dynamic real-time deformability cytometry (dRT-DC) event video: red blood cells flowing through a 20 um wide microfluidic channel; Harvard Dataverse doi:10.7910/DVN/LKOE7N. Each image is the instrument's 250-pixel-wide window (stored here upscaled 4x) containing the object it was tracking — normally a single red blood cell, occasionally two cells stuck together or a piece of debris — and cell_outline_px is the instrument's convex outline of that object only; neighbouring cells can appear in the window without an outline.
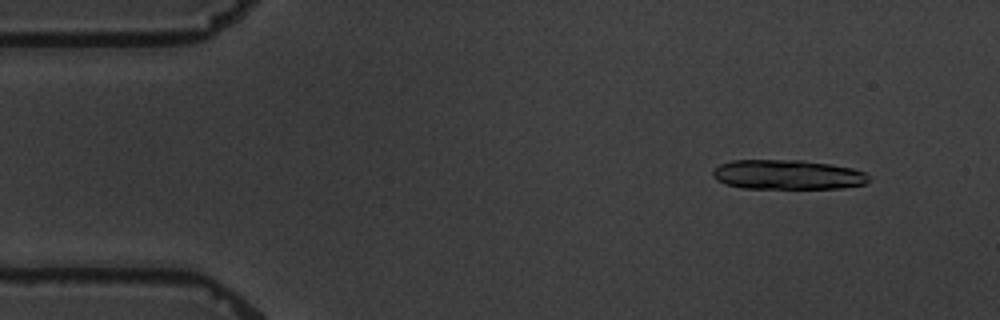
{"species": "common noctule bat (a hibernating species)", "species_latin": "Nyctalus noctula", "temperature_condition": "warm", "stored_images_in_passage": 5, "segment_of_instrument_passage": [1, 2], "camera_frame_rate_fps": 3000, "um_per_image_px": 0.085, "animal": {"sex": "male", "body_mass_g": 19.5, "forearm_length_mm": 54.6}, "frame": {"image": 1, "passage_image": 1, "time_ms": 0.0, "image_size_px": [1000, 320], "cell_outline_px": [[872, 180], [864, 184], [844, 188], [744, 188], [724, 184], [716, 180], [712, 176], [712, 172], [720, 164], [732, 160], [800, 160], [832, 164], [852, 168], [864, 172]], "centroid_in_image_um": [66.95, 14.85], "position_along_channel_um": 18.1, "area_um2": 27.05}}